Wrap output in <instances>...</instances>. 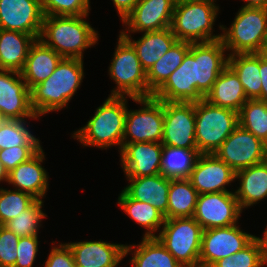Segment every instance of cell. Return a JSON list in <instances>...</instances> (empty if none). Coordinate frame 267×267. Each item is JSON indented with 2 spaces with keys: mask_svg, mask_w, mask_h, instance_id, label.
<instances>
[{
  "mask_svg": "<svg viewBox=\"0 0 267 267\" xmlns=\"http://www.w3.org/2000/svg\"><path fill=\"white\" fill-rule=\"evenodd\" d=\"M91 0H41L44 16H83L91 11Z\"/></svg>",
  "mask_w": 267,
  "mask_h": 267,
  "instance_id": "ab89813d",
  "label": "cell"
},
{
  "mask_svg": "<svg viewBox=\"0 0 267 267\" xmlns=\"http://www.w3.org/2000/svg\"><path fill=\"white\" fill-rule=\"evenodd\" d=\"M259 54H261L263 57H267V31L265 33V37H264V40H263V44H262V47L259 51Z\"/></svg>",
  "mask_w": 267,
  "mask_h": 267,
  "instance_id": "816d5d0a",
  "label": "cell"
},
{
  "mask_svg": "<svg viewBox=\"0 0 267 267\" xmlns=\"http://www.w3.org/2000/svg\"><path fill=\"white\" fill-rule=\"evenodd\" d=\"M175 4L176 0H139L119 32L133 35L169 28Z\"/></svg>",
  "mask_w": 267,
  "mask_h": 267,
  "instance_id": "9a60e30c",
  "label": "cell"
},
{
  "mask_svg": "<svg viewBox=\"0 0 267 267\" xmlns=\"http://www.w3.org/2000/svg\"><path fill=\"white\" fill-rule=\"evenodd\" d=\"M239 126L251 132L263 143L267 141V104L248 99L238 112Z\"/></svg>",
  "mask_w": 267,
  "mask_h": 267,
  "instance_id": "8d00e7d4",
  "label": "cell"
},
{
  "mask_svg": "<svg viewBox=\"0 0 267 267\" xmlns=\"http://www.w3.org/2000/svg\"><path fill=\"white\" fill-rule=\"evenodd\" d=\"M39 236L20 238L17 248V259L14 267H33L39 250Z\"/></svg>",
  "mask_w": 267,
  "mask_h": 267,
  "instance_id": "7bdbcfd3",
  "label": "cell"
},
{
  "mask_svg": "<svg viewBox=\"0 0 267 267\" xmlns=\"http://www.w3.org/2000/svg\"><path fill=\"white\" fill-rule=\"evenodd\" d=\"M84 77V60L62 58L46 80L30 89V103L35 115L42 118L46 114L68 109Z\"/></svg>",
  "mask_w": 267,
  "mask_h": 267,
  "instance_id": "6da1fadb",
  "label": "cell"
},
{
  "mask_svg": "<svg viewBox=\"0 0 267 267\" xmlns=\"http://www.w3.org/2000/svg\"><path fill=\"white\" fill-rule=\"evenodd\" d=\"M83 16H44L40 40L62 58L84 59L99 44V33ZM85 51V52H84Z\"/></svg>",
  "mask_w": 267,
  "mask_h": 267,
  "instance_id": "3957f363",
  "label": "cell"
},
{
  "mask_svg": "<svg viewBox=\"0 0 267 267\" xmlns=\"http://www.w3.org/2000/svg\"><path fill=\"white\" fill-rule=\"evenodd\" d=\"M188 179L199 195L235 191L236 172L214 153L200 154Z\"/></svg>",
  "mask_w": 267,
  "mask_h": 267,
  "instance_id": "e0dca14e",
  "label": "cell"
},
{
  "mask_svg": "<svg viewBox=\"0 0 267 267\" xmlns=\"http://www.w3.org/2000/svg\"><path fill=\"white\" fill-rule=\"evenodd\" d=\"M219 4L211 2H176L170 29L178 41L190 43L211 42L221 39L214 33L215 22L220 13Z\"/></svg>",
  "mask_w": 267,
  "mask_h": 267,
  "instance_id": "277c9868",
  "label": "cell"
},
{
  "mask_svg": "<svg viewBox=\"0 0 267 267\" xmlns=\"http://www.w3.org/2000/svg\"><path fill=\"white\" fill-rule=\"evenodd\" d=\"M128 96H109L97 106L92 117L83 127L73 131L71 136L82 147H94L108 150L115 147L118 153L122 150L125 130Z\"/></svg>",
  "mask_w": 267,
  "mask_h": 267,
  "instance_id": "7a4b0ae2",
  "label": "cell"
},
{
  "mask_svg": "<svg viewBox=\"0 0 267 267\" xmlns=\"http://www.w3.org/2000/svg\"><path fill=\"white\" fill-rule=\"evenodd\" d=\"M198 195L188 178L171 179L167 219L193 217Z\"/></svg>",
  "mask_w": 267,
  "mask_h": 267,
  "instance_id": "836d02e7",
  "label": "cell"
},
{
  "mask_svg": "<svg viewBox=\"0 0 267 267\" xmlns=\"http://www.w3.org/2000/svg\"><path fill=\"white\" fill-rule=\"evenodd\" d=\"M163 144L138 142L125 144L119 153L124 177H144L160 174Z\"/></svg>",
  "mask_w": 267,
  "mask_h": 267,
  "instance_id": "ac0fdd59",
  "label": "cell"
},
{
  "mask_svg": "<svg viewBox=\"0 0 267 267\" xmlns=\"http://www.w3.org/2000/svg\"><path fill=\"white\" fill-rule=\"evenodd\" d=\"M124 191L134 200L149 203L167 219L168 193L171 179L161 174L144 177H125Z\"/></svg>",
  "mask_w": 267,
  "mask_h": 267,
  "instance_id": "603a6c76",
  "label": "cell"
},
{
  "mask_svg": "<svg viewBox=\"0 0 267 267\" xmlns=\"http://www.w3.org/2000/svg\"><path fill=\"white\" fill-rule=\"evenodd\" d=\"M20 237L0 225V267H14Z\"/></svg>",
  "mask_w": 267,
  "mask_h": 267,
  "instance_id": "b9f144b4",
  "label": "cell"
},
{
  "mask_svg": "<svg viewBox=\"0 0 267 267\" xmlns=\"http://www.w3.org/2000/svg\"><path fill=\"white\" fill-rule=\"evenodd\" d=\"M255 235L245 232L240 223L203 230L199 267H211L219 259L245 248Z\"/></svg>",
  "mask_w": 267,
  "mask_h": 267,
  "instance_id": "30bf717a",
  "label": "cell"
},
{
  "mask_svg": "<svg viewBox=\"0 0 267 267\" xmlns=\"http://www.w3.org/2000/svg\"><path fill=\"white\" fill-rule=\"evenodd\" d=\"M210 104L240 111L248 100L242 83L234 70L227 65L214 82L211 91L204 98Z\"/></svg>",
  "mask_w": 267,
  "mask_h": 267,
  "instance_id": "83f0119b",
  "label": "cell"
},
{
  "mask_svg": "<svg viewBox=\"0 0 267 267\" xmlns=\"http://www.w3.org/2000/svg\"><path fill=\"white\" fill-rule=\"evenodd\" d=\"M44 13L41 0H0V29L40 38Z\"/></svg>",
  "mask_w": 267,
  "mask_h": 267,
  "instance_id": "2e32d148",
  "label": "cell"
},
{
  "mask_svg": "<svg viewBox=\"0 0 267 267\" xmlns=\"http://www.w3.org/2000/svg\"><path fill=\"white\" fill-rule=\"evenodd\" d=\"M192 72H193V82H195V88L197 89L198 71H197V61L194 59V43H192Z\"/></svg>",
  "mask_w": 267,
  "mask_h": 267,
  "instance_id": "681fc988",
  "label": "cell"
},
{
  "mask_svg": "<svg viewBox=\"0 0 267 267\" xmlns=\"http://www.w3.org/2000/svg\"><path fill=\"white\" fill-rule=\"evenodd\" d=\"M76 267H119L125 259V244L99 240L68 242Z\"/></svg>",
  "mask_w": 267,
  "mask_h": 267,
  "instance_id": "d6986e66",
  "label": "cell"
},
{
  "mask_svg": "<svg viewBox=\"0 0 267 267\" xmlns=\"http://www.w3.org/2000/svg\"><path fill=\"white\" fill-rule=\"evenodd\" d=\"M62 57L52 48L37 39L28 52L21 76L27 87L31 89L36 84L46 80L56 69Z\"/></svg>",
  "mask_w": 267,
  "mask_h": 267,
  "instance_id": "484cf974",
  "label": "cell"
},
{
  "mask_svg": "<svg viewBox=\"0 0 267 267\" xmlns=\"http://www.w3.org/2000/svg\"><path fill=\"white\" fill-rule=\"evenodd\" d=\"M44 202L45 200L36 199L26 210L3 226L20 238L38 236L40 228H43L42 222L48 216L43 211Z\"/></svg>",
  "mask_w": 267,
  "mask_h": 267,
  "instance_id": "d590c367",
  "label": "cell"
},
{
  "mask_svg": "<svg viewBox=\"0 0 267 267\" xmlns=\"http://www.w3.org/2000/svg\"><path fill=\"white\" fill-rule=\"evenodd\" d=\"M152 96L165 102L195 103L204 99L193 82L192 43L180 66Z\"/></svg>",
  "mask_w": 267,
  "mask_h": 267,
  "instance_id": "7402d4cb",
  "label": "cell"
},
{
  "mask_svg": "<svg viewBox=\"0 0 267 267\" xmlns=\"http://www.w3.org/2000/svg\"><path fill=\"white\" fill-rule=\"evenodd\" d=\"M113 6L116 8V14L120 17V22H123L124 19L132 12L133 8L139 0H111Z\"/></svg>",
  "mask_w": 267,
  "mask_h": 267,
  "instance_id": "f6af8a7d",
  "label": "cell"
},
{
  "mask_svg": "<svg viewBox=\"0 0 267 267\" xmlns=\"http://www.w3.org/2000/svg\"><path fill=\"white\" fill-rule=\"evenodd\" d=\"M52 245L43 267H76L73 253L67 242L56 244V241H53Z\"/></svg>",
  "mask_w": 267,
  "mask_h": 267,
  "instance_id": "ee69618b",
  "label": "cell"
},
{
  "mask_svg": "<svg viewBox=\"0 0 267 267\" xmlns=\"http://www.w3.org/2000/svg\"><path fill=\"white\" fill-rule=\"evenodd\" d=\"M43 146H16L0 150V161L9 173L22 162L33 157Z\"/></svg>",
  "mask_w": 267,
  "mask_h": 267,
  "instance_id": "60d3db41",
  "label": "cell"
},
{
  "mask_svg": "<svg viewBox=\"0 0 267 267\" xmlns=\"http://www.w3.org/2000/svg\"><path fill=\"white\" fill-rule=\"evenodd\" d=\"M30 120H0V150L16 146H43L30 131Z\"/></svg>",
  "mask_w": 267,
  "mask_h": 267,
  "instance_id": "e575fe53",
  "label": "cell"
},
{
  "mask_svg": "<svg viewBox=\"0 0 267 267\" xmlns=\"http://www.w3.org/2000/svg\"><path fill=\"white\" fill-rule=\"evenodd\" d=\"M7 179H8V172L6 171L4 165L2 164V162L0 161V184L1 183H7ZM2 186V185H0Z\"/></svg>",
  "mask_w": 267,
  "mask_h": 267,
  "instance_id": "f907efd6",
  "label": "cell"
},
{
  "mask_svg": "<svg viewBox=\"0 0 267 267\" xmlns=\"http://www.w3.org/2000/svg\"><path fill=\"white\" fill-rule=\"evenodd\" d=\"M130 267H182L156 237H142L139 244L125 245Z\"/></svg>",
  "mask_w": 267,
  "mask_h": 267,
  "instance_id": "4316f807",
  "label": "cell"
},
{
  "mask_svg": "<svg viewBox=\"0 0 267 267\" xmlns=\"http://www.w3.org/2000/svg\"><path fill=\"white\" fill-rule=\"evenodd\" d=\"M35 200L36 198L27 192L0 187V225L16 218Z\"/></svg>",
  "mask_w": 267,
  "mask_h": 267,
  "instance_id": "74e56055",
  "label": "cell"
},
{
  "mask_svg": "<svg viewBox=\"0 0 267 267\" xmlns=\"http://www.w3.org/2000/svg\"><path fill=\"white\" fill-rule=\"evenodd\" d=\"M242 212L235 192L204 193L198 195L193 218L207 230L238 224Z\"/></svg>",
  "mask_w": 267,
  "mask_h": 267,
  "instance_id": "8fae6325",
  "label": "cell"
},
{
  "mask_svg": "<svg viewBox=\"0 0 267 267\" xmlns=\"http://www.w3.org/2000/svg\"><path fill=\"white\" fill-rule=\"evenodd\" d=\"M228 65L238 75L248 99H257L261 94L260 54L228 55Z\"/></svg>",
  "mask_w": 267,
  "mask_h": 267,
  "instance_id": "1f68e13d",
  "label": "cell"
},
{
  "mask_svg": "<svg viewBox=\"0 0 267 267\" xmlns=\"http://www.w3.org/2000/svg\"><path fill=\"white\" fill-rule=\"evenodd\" d=\"M118 33L116 47L107 70V75L115 84L109 96L146 98L147 72L143 69L135 48L120 32Z\"/></svg>",
  "mask_w": 267,
  "mask_h": 267,
  "instance_id": "5b68a950",
  "label": "cell"
},
{
  "mask_svg": "<svg viewBox=\"0 0 267 267\" xmlns=\"http://www.w3.org/2000/svg\"><path fill=\"white\" fill-rule=\"evenodd\" d=\"M194 59L197 61V90L205 98L219 74L228 65V53L221 39L194 43Z\"/></svg>",
  "mask_w": 267,
  "mask_h": 267,
  "instance_id": "44dd1931",
  "label": "cell"
},
{
  "mask_svg": "<svg viewBox=\"0 0 267 267\" xmlns=\"http://www.w3.org/2000/svg\"><path fill=\"white\" fill-rule=\"evenodd\" d=\"M202 232L193 217L165 219L156 238L182 267H199Z\"/></svg>",
  "mask_w": 267,
  "mask_h": 267,
  "instance_id": "ba28073f",
  "label": "cell"
},
{
  "mask_svg": "<svg viewBox=\"0 0 267 267\" xmlns=\"http://www.w3.org/2000/svg\"><path fill=\"white\" fill-rule=\"evenodd\" d=\"M214 154L235 172L267 159L265 144L239 125Z\"/></svg>",
  "mask_w": 267,
  "mask_h": 267,
  "instance_id": "7c38bea8",
  "label": "cell"
},
{
  "mask_svg": "<svg viewBox=\"0 0 267 267\" xmlns=\"http://www.w3.org/2000/svg\"><path fill=\"white\" fill-rule=\"evenodd\" d=\"M163 145L197 149L195 142V103L165 102Z\"/></svg>",
  "mask_w": 267,
  "mask_h": 267,
  "instance_id": "4fadbf2b",
  "label": "cell"
},
{
  "mask_svg": "<svg viewBox=\"0 0 267 267\" xmlns=\"http://www.w3.org/2000/svg\"><path fill=\"white\" fill-rule=\"evenodd\" d=\"M117 203L137 225L145 231L141 237H156L165 222L164 215L148 202L143 203L132 199L123 189L120 191Z\"/></svg>",
  "mask_w": 267,
  "mask_h": 267,
  "instance_id": "f546056e",
  "label": "cell"
},
{
  "mask_svg": "<svg viewBox=\"0 0 267 267\" xmlns=\"http://www.w3.org/2000/svg\"><path fill=\"white\" fill-rule=\"evenodd\" d=\"M235 196L242 211L267 199V159L236 172Z\"/></svg>",
  "mask_w": 267,
  "mask_h": 267,
  "instance_id": "cb8c5ba5",
  "label": "cell"
},
{
  "mask_svg": "<svg viewBox=\"0 0 267 267\" xmlns=\"http://www.w3.org/2000/svg\"><path fill=\"white\" fill-rule=\"evenodd\" d=\"M264 144H265V150H266V153H267V141Z\"/></svg>",
  "mask_w": 267,
  "mask_h": 267,
  "instance_id": "db71d44e",
  "label": "cell"
},
{
  "mask_svg": "<svg viewBox=\"0 0 267 267\" xmlns=\"http://www.w3.org/2000/svg\"><path fill=\"white\" fill-rule=\"evenodd\" d=\"M238 125V112L205 99L195 102V142L201 154L214 153Z\"/></svg>",
  "mask_w": 267,
  "mask_h": 267,
  "instance_id": "52a82bcc",
  "label": "cell"
},
{
  "mask_svg": "<svg viewBox=\"0 0 267 267\" xmlns=\"http://www.w3.org/2000/svg\"><path fill=\"white\" fill-rule=\"evenodd\" d=\"M211 267H263L259 242L254 238L245 248L219 259Z\"/></svg>",
  "mask_w": 267,
  "mask_h": 267,
  "instance_id": "f35d334b",
  "label": "cell"
},
{
  "mask_svg": "<svg viewBox=\"0 0 267 267\" xmlns=\"http://www.w3.org/2000/svg\"><path fill=\"white\" fill-rule=\"evenodd\" d=\"M139 109L127 107L122 147L138 142H161L164 124V101L153 96L133 98Z\"/></svg>",
  "mask_w": 267,
  "mask_h": 267,
  "instance_id": "9c48e42d",
  "label": "cell"
},
{
  "mask_svg": "<svg viewBox=\"0 0 267 267\" xmlns=\"http://www.w3.org/2000/svg\"><path fill=\"white\" fill-rule=\"evenodd\" d=\"M35 41L32 35L0 29V69L21 72Z\"/></svg>",
  "mask_w": 267,
  "mask_h": 267,
  "instance_id": "f1b7e54d",
  "label": "cell"
},
{
  "mask_svg": "<svg viewBox=\"0 0 267 267\" xmlns=\"http://www.w3.org/2000/svg\"><path fill=\"white\" fill-rule=\"evenodd\" d=\"M1 120H29L37 117L30 103V89L20 72L0 69Z\"/></svg>",
  "mask_w": 267,
  "mask_h": 267,
  "instance_id": "5bb4252c",
  "label": "cell"
},
{
  "mask_svg": "<svg viewBox=\"0 0 267 267\" xmlns=\"http://www.w3.org/2000/svg\"><path fill=\"white\" fill-rule=\"evenodd\" d=\"M176 2H211V3H216L217 0H176Z\"/></svg>",
  "mask_w": 267,
  "mask_h": 267,
  "instance_id": "f5cc1de1",
  "label": "cell"
},
{
  "mask_svg": "<svg viewBox=\"0 0 267 267\" xmlns=\"http://www.w3.org/2000/svg\"><path fill=\"white\" fill-rule=\"evenodd\" d=\"M260 77H261V94L257 98L261 102L267 104V57L260 54Z\"/></svg>",
  "mask_w": 267,
  "mask_h": 267,
  "instance_id": "bcb514c9",
  "label": "cell"
},
{
  "mask_svg": "<svg viewBox=\"0 0 267 267\" xmlns=\"http://www.w3.org/2000/svg\"><path fill=\"white\" fill-rule=\"evenodd\" d=\"M137 40L132 34H122L135 48L143 69L147 72L178 41L170 27L140 33Z\"/></svg>",
  "mask_w": 267,
  "mask_h": 267,
  "instance_id": "d4e9b609",
  "label": "cell"
},
{
  "mask_svg": "<svg viewBox=\"0 0 267 267\" xmlns=\"http://www.w3.org/2000/svg\"><path fill=\"white\" fill-rule=\"evenodd\" d=\"M46 155L43 147L29 160L22 162L8 173L7 185L31 194L38 200L46 199L49 190V174L43 163Z\"/></svg>",
  "mask_w": 267,
  "mask_h": 267,
  "instance_id": "ffe728a7",
  "label": "cell"
},
{
  "mask_svg": "<svg viewBox=\"0 0 267 267\" xmlns=\"http://www.w3.org/2000/svg\"><path fill=\"white\" fill-rule=\"evenodd\" d=\"M245 4L242 7H251V8H266L267 9V0H241Z\"/></svg>",
  "mask_w": 267,
  "mask_h": 267,
  "instance_id": "c3c4849f",
  "label": "cell"
},
{
  "mask_svg": "<svg viewBox=\"0 0 267 267\" xmlns=\"http://www.w3.org/2000/svg\"><path fill=\"white\" fill-rule=\"evenodd\" d=\"M255 238L260 245L263 267H267V225L263 231V235L261 237L255 236Z\"/></svg>",
  "mask_w": 267,
  "mask_h": 267,
  "instance_id": "7dc6e473",
  "label": "cell"
},
{
  "mask_svg": "<svg viewBox=\"0 0 267 267\" xmlns=\"http://www.w3.org/2000/svg\"><path fill=\"white\" fill-rule=\"evenodd\" d=\"M267 31V9L242 7L229 27L222 24L221 40L228 55L259 53Z\"/></svg>",
  "mask_w": 267,
  "mask_h": 267,
  "instance_id": "8992f818",
  "label": "cell"
},
{
  "mask_svg": "<svg viewBox=\"0 0 267 267\" xmlns=\"http://www.w3.org/2000/svg\"><path fill=\"white\" fill-rule=\"evenodd\" d=\"M200 154L197 149L163 145L160 174L170 179L189 178Z\"/></svg>",
  "mask_w": 267,
  "mask_h": 267,
  "instance_id": "d6a6232c",
  "label": "cell"
},
{
  "mask_svg": "<svg viewBox=\"0 0 267 267\" xmlns=\"http://www.w3.org/2000/svg\"><path fill=\"white\" fill-rule=\"evenodd\" d=\"M190 49V42L177 41L154 65L147 71L148 97H151L182 63Z\"/></svg>",
  "mask_w": 267,
  "mask_h": 267,
  "instance_id": "4dcf8cb0",
  "label": "cell"
}]
</instances>
